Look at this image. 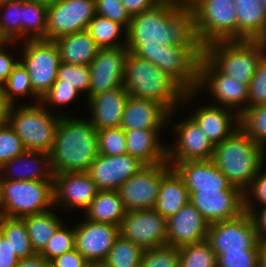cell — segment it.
<instances>
[{
	"label": "cell",
	"instance_id": "48",
	"mask_svg": "<svg viewBox=\"0 0 266 267\" xmlns=\"http://www.w3.org/2000/svg\"><path fill=\"white\" fill-rule=\"evenodd\" d=\"M260 249L226 252L217 257V267H258Z\"/></svg>",
	"mask_w": 266,
	"mask_h": 267
},
{
	"label": "cell",
	"instance_id": "44",
	"mask_svg": "<svg viewBox=\"0 0 266 267\" xmlns=\"http://www.w3.org/2000/svg\"><path fill=\"white\" fill-rule=\"evenodd\" d=\"M57 80L63 81V84L73 85L81 93L84 91L89 93V66L61 62L57 72Z\"/></svg>",
	"mask_w": 266,
	"mask_h": 267
},
{
	"label": "cell",
	"instance_id": "37",
	"mask_svg": "<svg viewBox=\"0 0 266 267\" xmlns=\"http://www.w3.org/2000/svg\"><path fill=\"white\" fill-rule=\"evenodd\" d=\"M0 41L14 43L21 37L22 0L0 1ZM14 41V42H13Z\"/></svg>",
	"mask_w": 266,
	"mask_h": 267
},
{
	"label": "cell",
	"instance_id": "6",
	"mask_svg": "<svg viewBox=\"0 0 266 267\" xmlns=\"http://www.w3.org/2000/svg\"><path fill=\"white\" fill-rule=\"evenodd\" d=\"M45 107L40 102L18 108L11 106L8 124L27 151L50 153L53 148L61 115L52 114Z\"/></svg>",
	"mask_w": 266,
	"mask_h": 267
},
{
	"label": "cell",
	"instance_id": "38",
	"mask_svg": "<svg viewBox=\"0 0 266 267\" xmlns=\"http://www.w3.org/2000/svg\"><path fill=\"white\" fill-rule=\"evenodd\" d=\"M179 253V267H217L216 253L207 239L182 246Z\"/></svg>",
	"mask_w": 266,
	"mask_h": 267
},
{
	"label": "cell",
	"instance_id": "40",
	"mask_svg": "<svg viewBox=\"0 0 266 267\" xmlns=\"http://www.w3.org/2000/svg\"><path fill=\"white\" fill-rule=\"evenodd\" d=\"M4 95L8 101L14 105L15 98L18 95H30L35 98L36 103L40 102V98L33 92V88L30 81V76L26 68L19 61L14 67L7 81L2 85Z\"/></svg>",
	"mask_w": 266,
	"mask_h": 267
},
{
	"label": "cell",
	"instance_id": "36",
	"mask_svg": "<svg viewBox=\"0 0 266 267\" xmlns=\"http://www.w3.org/2000/svg\"><path fill=\"white\" fill-rule=\"evenodd\" d=\"M144 250L120 235L114 242L103 267H139Z\"/></svg>",
	"mask_w": 266,
	"mask_h": 267
},
{
	"label": "cell",
	"instance_id": "10",
	"mask_svg": "<svg viewBox=\"0 0 266 267\" xmlns=\"http://www.w3.org/2000/svg\"><path fill=\"white\" fill-rule=\"evenodd\" d=\"M202 87L209 89L213 98L216 97V102L222 104H214L215 106L231 109L239 116L247 109L248 86L221 73L204 55L199 61L198 85L195 92L199 93Z\"/></svg>",
	"mask_w": 266,
	"mask_h": 267
},
{
	"label": "cell",
	"instance_id": "4",
	"mask_svg": "<svg viewBox=\"0 0 266 267\" xmlns=\"http://www.w3.org/2000/svg\"><path fill=\"white\" fill-rule=\"evenodd\" d=\"M266 150L241 128L214 146L212 160L229 183L243 193L262 170Z\"/></svg>",
	"mask_w": 266,
	"mask_h": 267
},
{
	"label": "cell",
	"instance_id": "19",
	"mask_svg": "<svg viewBox=\"0 0 266 267\" xmlns=\"http://www.w3.org/2000/svg\"><path fill=\"white\" fill-rule=\"evenodd\" d=\"M173 128L178 137L173 148L167 146V162L212 159L215 145L192 117Z\"/></svg>",
	"mask_w": 266,
	"mask_h": 267
},
{
	"label": "cell",
	"instance_id": "29",
	"mask_svg": "<svg viewBox=\"0 0 266 267\" xmlns=\"http://www.w3.org/2000/svg\"><path fill=\"white\" fill-rule=\"evenodd\" d=\"M190 201L189 191L182 176L172 167L161 180L154 209L165 219L175 215Z\"/></svg>",
	"mask_w": 266,
	"mask_h": 267
},
{
	"label": "cell",
	"instance_id": "21",
	"mask_svg": "<svg viewBox=\"0 0 266 267\" xmlns=\"http://www.w3.org/2000/svg\"><path fill=\"white\" fill-rule=\"evenodd\" d=\"M209 223L188 202L175 215L167 219V245L180 248L207 239Z\"/></svg>",
	"mask_w": 266,
	"mask_h": 267
},
{
	"label": "cell",
	"instance_id": "16",
	"mask_svg": "<svg viewBox=\"0 0 266 267\" xmlns=\"http://www.w3.org/2000/svg\"><path fill=\"white\" fill-rule=\"evenodd\" d=\"M190 203L209 223L231 220L245 212L244 193L230 186L222 191L189 192Z\"/></svg>",
	"mask_w": 266,
	"mask_h": 267
},
{
	"label": "cell",
	"instance_id": "62",
	"mask_svg": "<svg viewBox=\"0 0 266 267\" xmlns=\"http://www.w3.org/2000/svg\"><path fill=\"white\" fill-rule=\"evenodd\" d=\"M96 264L91 263V262H86L82 267H95Z\"/></svg>",
	"mask_w": 266,
	"mask_h": 267
},
{
	"label": "cell",
	"instance_id": "26",
	"mask_svg": "<svg viewBox=\"0 0 266 267\" xmlns=\"http://www.w3.org/2000/svg\"><path fill=\"white\" fill-rule=\"evenodd\" d=\"M190 116L214 145L221 143L240 128L238 113L221 106L206 104Z\"/></svg>",
	"mask_w": 266,
	"mask_h": 267
},
{
	"label": "cell",
	"instance_id": "58",
	"mask_svg": "<svg viewBox=\"0 0 266 267\" xmlns=\"http://www.w3.org/2000/svg\"><path fill=\"white\" fill-rule=\"evenodd\" d=\"M154 6H168L181 8L189 3V0H150Z\"/></svg>",
	"mask_w": 266,
	"mask_h": 267
},
{
	"label": "cell",
	"instance_id": "30",
	"mask_svg": "<svg viewBox=\"0 0 266 267\" xmlns=\"http://www.w3.org/2000/svg\"><path fill=\"white\" fill-rule=\"evenodd\" d=\"M53 41L61 62L67 64L89 66L100 49L87 30L63 35Z\"/></svg>",
	"mask_w": 266,
	"mask_h": 267
},
{
	"label": "cell",
	"instance_id": "13",
	"mask_svg": "<svg viewBox=\"0 0 266 267\" xmlns=\"http://www.w3.org/2000/svg\"><path fill=\"white\" fill-rule=\"evenodd\" d=\"M119 234L143 250L160 247L167 244V219L154 208L126 211Z\"/></svg>",
	"mask_w": 266,
	"mask_h": 267
},
{
	"label": "cell",
	"instance_id": "2",
	"mask_svg": "<svg viewBox=\"0 0 266 267\" xmlns=\"http://www.w3.org/2000/svg\"><path fill=\"white\" fill-rule=\"evenodd\" d=\"M97 132L89 119L61 115L49 153L53 173L87 172L99 154Z\"/></svg>",
	"mask_w": 266,
	"mask_h": 267
},
{
	"label": "cell",
	"instance_id": "32",
	"mask_svg": "<svg viewBox=\"0 0 266 267\" xmlns=\"http://www.w3.org/2000/svg\"><path fill=\"white\" fill-rule=\"evenodd\" d=\"M31 246L36 254H40L52 238L56 230L64 223L56 213L48 210L39 214L22 217Z\"/></svg>",
	"mask_w": 266,
	"mask_h": 267
},
{
	"label": "cell",
	"instance_id": "59",
	"mask_svg": "<svg viewBox=\"0 0 266 267\" xmlns=\"http://www.w3.org/2000/svg\"><path fill=\"white\" fill-rule=\"evenodd\" d=\"M258 267H266V242L261 243Z\"/></svg>",
	"mask_w": 266,
	"mask_h": 267
},
{
	"label": "cell",
	"instance_id": "61",
	"mask_svg": "<svg viewBox=\"0 0 266 267\" xmlns=\"http://www.w3.org/2000/svg\"><path fill=\"white\" fill-rule=\"evenodd\" d=\"M2 184H3V179L0 174V211H1V206H2Z\"/></svg>",
	"mask_w": 266,
	"mask_h": 267
},
{
	"label": "cell",
	"instance_id": "28",
	"mask_svg": "<svg viewBox=\"0 0 266 267\" xmlns=\"http://www.w3.org/2000/svg\"><path fill=\"white\" fill-rule=\"evenodd\" d=\"M237 40L266 41V10L260 0H236Z\"/></svg>",
	"mask_w": 266,
	"mask_h": 267
},
{
	"label": "cell",
	"instance_id": "22",
	"mask_svg": "<svg viewBox=\"0 0 266 267\" xmlns=\"http://www.w3.org/2000/svg\"><path fill=\"white\" fill-rule=\"evenodd\" d=\"M168 163L182 176L189 192L222 191L231 186L212 159Z\"/></svg>",
	"mask_w": 266,
	"mask_h": 267
},
{
	"label": "cell",
	"instance_id": "31",
	"mask_svg": "<svg viewBox=\"0 0 266 267\" xmlns=\"http://www.w3.org/2000/svg\"><path fill=\"white\" fill-rule=\"evenodd\" d=\"M92 222L106 223L119 227L126 210L117 191H98L84 212Z\"/></svg>",
	"mask_w": 266,
	"mask_h": 267
},
{
	"label": "cell",
	"instance_id": "46",
	"mask_svg": "<svg viewBox=\"0 0 266 267\" xmlns=\"http://www.w3.org/2000/svg\"><path fill=\"white\" fill-rule=\"evenodd\" d=\"M266 104V55L258 63L248 86L247 108Z\"/></svg>",
	"mask_w": 266,
	"mask_h": 267
},
{
	"label": "cell",
	"instance_id": "33",
	"mask_svg": "<svg viewBox=\"0 0 266 267\" xmlns=\"http://www.w3.org/2000/svg\"><path fill=\"white\" fill-rule=\"evenodd\" d=\"M48 6L36 0H22L21 36L46 40Z\"/></svg>",
	"mask_w": 266,
	"mask_h": 267
},
{
	"label": "cell",
	"instance_id": "42",
	"mask_svg": "<svg viewBox=\"0 0 266 267\" xmlns=\"http://www.w3.org/2000/svg\"><path fill=\"white\" fill-rule=\"evenodd\" d=\"M179 248L171 245L144 250L139 267H179Z\"/></svg>",
	"mask_w": 266,
	"mask_h": 267
},
{
	"label": "cell",
	"instance_id": "34",
	"mask_svg": "<svg viewBox=\"0 0 266 267\" xmlns=\"http://www.w3.org/2000/svg\"><path fill=\"white\" fill-rule=\"evenodd\" d=\"M123 29L125 30L123 31ZM87 31L100 49L118 48L127 44V40L121 43L117 39L120 38L118 36H120L121 31L124 32V39H127L126 28L116 21L97 14L89 22Z\"/></svg>",
	"mask_w": 266,
	"mask_h": 267
},
{
	"label": "cell",
	"instance_id": "63",
	"mask_svg": "<svg viewBox=\"0 0 266 267\" xmlns=\"http://www.w3.org/2000/svg\"><path fill=\"white\" fill-rule=\"evenodd\" d=\"M260 2L262 3V5L265 7L266 10V0H260Z\"/></svg>",
	"mask_w": 266,
	"mask_h": 267
},
{
	"label": "cell",
	"instance_id": "11",
	"mask_svg": "<svg viewBox=\"0 0 266 267\" xmlns=\"http://www.w3.org/2000/svg\"><path fill=\"white\" fill-rule=\"evenodd\" d=\"M207 240L218 257L226 252L260 249L261 242L249 213L209 224Z\"/></svg>",
	"mask_w": 266,
	"mask_h": 267
},
{
	"label": "cell",
	"instance_id": "41",
	"mask_svg": "<svg viewBox=\"0 0 266 267\" xmlns=\"http://www.w3.org/2000/svg\"><path fill=\"white\" fill-rule=\"evenodd\" d=\"M98 152L107 156H120L127 153L125 131L121 127L98 130Z\"/></svg>",
	"mask_w": 266,
	"mask_h": 267
},
{
	"label": "cell",
	"instance_id": "25",
	"mask_svg": "<svg viewBox=\"0 0 266 267\" xmlns=\"http://www.w3.org/2000/svg\"><path fill=\"white\" fill-rule=\"evenodd\" d=\"M128 97V92L122 86L108 90L87 101L88 107L92 110V118H89V121L97 131L121 126Z\"/></svg>",
	"mask_w": 266,
	"mask_h": 267
},
{
	"label": "cell",
	"instance_id": "35",
	"mask_svg": "<svg viewBox=\"0 0 266 267\" xmlns=\"http://www.w3.org/2000/svg\"><path fill=\"white\" fill-rule=\"evenodd\" d=\"M0 233L9 241L19 259L29 258L36 254L22 218L0 216Z\"/></svg>",
	"mask_w": 266,
	"mask_h": 267
},
{
	"label": "cell",
	"instance_id": "55",
	"mask_svg": "<svg viewBox=\"0 0 266 267\" xmlns=\"http://www.w3.org/2000/svg\"><path fill=\"white\" fill-rule=\"evenodd\" d=\"M130 16L151 9L154 5L150 0H121Z\"/></svg>",
	"mask_w": 266,
	"mask_h": 267
},
{
	"label": "cell",
	"instance_id": "17",
	"mask_svg": "<svg viewBox=\"0 0 266 267\" xmlns=\"http://www.w3.org/2000/svg\"><path fill=\"white\" fill-rule=\"evenodd\" d=\"M83 221L74 226L75 249L87 262L101 265L120 235L119 227L88 219Z\"/></svg>",
	"mask_w": 266,
	"mask_h": 267
},
{
	"label": "cell",
	"instance_id": "52",
	"mask_svg": "<svg viewBox=\"0 0 266 267\" xmlns=\"http://www.w3.org/2000/svg\"><path fill=\"white\" fill-rule=\"evenodd\" d=\"M86 262L85 258L73 249L50 261V267H82Z\"/></svg>",
	"mask_w": 266,
	"mask_h": 267
},
{
	"label": "cell",
	"instance_id": "49",
	"mask_svg": "<svg viewBox=\"0 0 266 267\" xmlns=\"http://www.w3.org/2000/svg\"><path fill=\"white\" fill-rule=\"evenodd\" d=\"M96 14L122 24L129 28L131 16L121 0H95Z\"/></svg>",
	"mask_w": 266,
	"mask_h": 267
},
{
	"label": "cell",
	"instance_id": "50",
	"mask_svg": "<svg viewBox=\"0 0 266 267\" xmlns=\"http://www.w3.org/2000/svg\"><path fill=\"white\" fill-rule=\"evenodd\" d=\"M254 200L261 203V206H266V172L262 173L261 170L252 180L249 188L244 192V209L256 210L252 202Z\"/></svg>",
	"mask_w": 266,
	"mask_h": 267
},
{
	"label": "cell",
	"instance_id": "3",
	"mask_svg": "<svg viewBox=\"0 0 266 267\" xmlns=\"http://www.w3.org/2000/svg\"><path fill=\"white\" fill-rule=\"evenodd\" d=\"M124 88L130 96L154 100L172 114L178 103L190 100L196 94L195 91L187 92L168 73L131 52L125 63Z\"/></svg>",
	"mask_w": 266,
	"mask_h": 267
},
{
	"label": "cell",
	"instance_id": "43",
	"mask_svg": "<svg viewBox=\"0 0 266 267\" xmlns=\"http://www.w3.org/2000/svg\"><path fill=\"white\" fill-rule=\"evenodd\" d=\"M73 249H75V228L67 229L62 224L48 241L40 255L50 262Z\"/></svg>",
	"mask_w": 266,
	"mask_h": 267
},
{
	"label": "cell",
	"instance_id": "7",
	"mask_svg": "<svg viewBox=\"0 0 266 267\" xmlns=\"http://www.w3.org/2000/svg\"><path fill=\"white\" fill-rule=\"evenodd\" d=\"M54 206V181L3 180L0 216L22 218Z\"/></svg>",
	"mask_w": 266,
	"mask_h": 267
},
{
	"label": "cell",
	"instance_id": "24",
	"mask_svg": "<svg viewBox=\"0 0 266 267\" xmlns=\"http://www.w3.org/2000/svg\"><path fill=\"white\" fill-rule=\"evenodd\" d=\"M0 171H4L1 173L3 180L54 181V173L51 168L50 154L47 152L26 150L9 162L4 163L0 167ZM5 171L7 172L8 176ZM2 174L6 175L7 178Z\"/></svg>",
	"mask_w": 266,
	"mask_h": 267
},
{
	"label": "cell",
	"instance_id": "9",
	"mask_svg": "<svg viewBox=\"0 0 266 267\" xmlns=\"http://www.w3.org/2000/svg\"><path fill=\"white\" fill-rule=\"evenodd\" d=\"M23 56L19 60L26 68L33 92L41 99L57 80L61 63L59 50L54 41L26 40Z\"/></svg>",
	"mask_w": 266,
	"mask_h": 267
},
{
	"label": "cell",
	"instance_id": "1",
	"mask_svg": "<svg viewBox=\"0 0 266 267\" xmlns=\"http://www.w3.org/2000/svg\"><path fill=\"white\" fill-rule=\"evenodd\" d=\"M126 40L129 52L168 73L187 92L196 90L204 46L189 3L181 8L153 6L131 16Z\"/></svg>",
	"mask_w": 266,
	"mask_h": 267
},
{
	"label": "cell",
	"instance_id": "54",
	"mask_svg": "<svg viewBox=\"0 0 266 267\" xmlns=\"http://www.w3.org/2000/svg\"><path fill=\"white\" fill-rule=\"evenodd\" d=\"M251 216L260 242H266V206L258 213L256 210H245Z\"/></svg>",
	"mask_w": 266,
	"mask_h": 267
},
{
	"label": "cell",
	"instance_id": "27",
	"mask_svg": "<svg viewBox=\"0 0 266 267\" xmlns=\"http://www.w3.org/2000/svg\"><path fill=\"white\" fill-rule=\"evenodd\" d=\"M124 131L127 154L136 157L145 165L167 162V147L162 145L158 138L160 137L158 136L160 130L134 129Z\"/></svg>",
	"mask_w": 266,
	"mask_h": 267
},
{
	"label": "cell",
	"instance_id": "12",
	"mask_svg": "<svg viewBox=\"0 0 266 267\" xmlns=\"http://www.w3.org/2000/svg\"><path fill=\"white\" fill-rule=\"evenodd\" d=\"M172 168L168 162L146 165L117 190L126 211L154 208L162 177Z\"/></svg>",
	"mask_w": 266,
	"mask_h": 267
},
{
	"label": "cell",
	"instance_id": "57",
	"mask_svg": "<svg viewBox=\"0 0 266 267\" xmlns=\"http://www.w3.org/2000/svg\"><path fill=\"white\" fill-rule=\"evenodd\" d=\"M12 104L4 95L2 86H0V126L8 124L9 112Z\"/></svg>",
	"mask_w": 266,
	"mask_h": 267
},
{
	"label": "cell",
	"instance_id": "60",
	"mask_svg": "<svg viewBox=\"0 0 266 267\" xmlns=\"http://www.w3.org/2000/svg\"><path fill=\"white\" fill-rule=\"evenodd\" d=\"M36 1L49 6V5L58 3L60 0H36Z\"/></svg>",
	"mask_w": 266,
	"mask_h": 267
},
{
	"label": "cell",
	"instance_id": "15",
	"mask_svg": "<svg viewBox=\"0 0 266 267\" xmlns=\"http://www.w3.org/2000/svg\"><path fill=\"white\" fill-rule=\"evenodd\" d=\"M127 46L99 49L89 65L90 86L88 101L99 94L124 86Z\"/></svg>",
	"mask_w": 266,
	"mask_h": 267
},
{
	"label": "cell",
	"instance_id": "5",
	"mask_svg": "<svg viewBox=\"0 0 266 267\" xmlns=\"http://www.w3.org/2000/svg\"><path fill=\"white\" fill-rule=\"evenodd\" d=\"M221 73L249 86L266 55V41L232 40L207 44L203 54Z\"/></svg>",
	"mask_w": 266,
	"mask_h": 267
},
{
	"label": "cell",
	"instance_id": "56",
	"mask_svg": "<svg viewBox=\"0 0 266 267\" xmlns=\"http://www.w3.org/2000/svg\"><path fill=\"white\" fill-rule=\"evenodd\" d=\"M16 267H50V262L40 254H35L32 257L20 259Z\"/></svg>",
	"mask_w": 266,
	"mask_h": 267
},
{
	"label": "cell",
	"instance_id": "53",
	"mask_svg": "<svg viewBox=\"0 0 266 267\" xmlns=\"http://www.w3.org/2000/svg\"><path fill=\"white\" fill-rule=\"evenodd\" d=\"M19 260L9 241L0 233V267H16Z\"/></svg>",
	"mask_w": 266,
	"mask_h": 267
},
{
	"label": "cell",
	"instance_id": "51",
	"mask_svg": "<svg viewBox=\"0 0 266 267\" xmlns=\"http://www.w3.org/2000/svg\"><path fill=\"white\" fill-rule=\"evenodd\" d=\"M7 43L10 44L11 42L0 41V86L7 81L14 67L19 62V60H16L12 55L8 54V52H5Z\"/></svg>",
	"mask_w": 266,
	"mask_h": 267
},
{
	"label": "cell",
	"instance_id": "39",
	"mask_svg": "<svg viewBox=\"0 0 266 267\" xmlns=\"http://www.w3.org/2000/svg\"><path fill=\"white\" fill-rule=\"evenodd\" d=\"M240 128L265 148L266 144V104L247 108L239 116Z\"/></svg>",
	"mask_w": 266,
	"mask_h": 267
},
{
	"label": "cell",
	"instance_id": "8",
	"mask_svg": "<svg viewBox=\"0 0 266 267\" xmlns=\"http://www.w3.org/2000/svg\"><path fill=\"white\" fill-rule=\"evenodd\" d=\"M236 0H189L201 44L237 40Z\"/></svg>",
	"mask_w": 266,
	"mask_h": 267
},
{
	"label": "cell",
	"instance_id": "20",
	"mask_svg": "<svg viewBox=\"0 0 266 267\" xmlns=\"http://www.w3.org/2000/svg\"><path fill=\"white\" fill-rule=\"evenodd\" d=\"M87 172L54 174V205L86 210L98 193Z\"/></svg>",
	"mask_w": 266,
	"mask_h": 267
},
{
	"label": "cell",
	"instance_id": "14",
	"mask_svg": "<svg viewBox=\"0 0 266 267\" xmlns=\"http://www.w3.org/2000/svg\"><path fill=\"white\" fill-rule=\"evenodd\" d=\"M95 15V0H60L49 5L46 40L87 30Z\"/></svg>",
	"mask_w": 266,
	"mask_h": 267
},
{
	"label": "cell",
	"instance_id": "18",
	"mask_svg": "<svg viewBox=\"0 0 266 267\" xmlns=\"http://www.w3.org/2000/svg\"><path fill=\"white\" fill-rule=\"evenodd\" d=\"M145 166L139 159L127 153L120 156L98 154L87 173L99 191H117L125 181Z\"/></svg>",
	"mask_w": 266,
	"mask_h": 267
},
{
	"label": "cell",
	"instance_id": "23",
	"mask_svg": "<svg viewBox=\"0 0 266 267\" xmlns=\"http://www.w3.org/2000/svg\"><path fill=\"white\" fill-rule=\"evenodd\" d=\"M172 115L162 104L154 100L140 99L129 95L123 113V130H160Z\"/></svg>",
	"mask_w": 266,
	"mask_h": 267
},
{
	"label": "cell",
	"instance_id": "47",
	"mask_svg": "<svg viewBox=\"0 0 266 267\" xmlns=\"http://www.w3.org/2000/svg\"><path fill=\"white\" fill-rule=\"evenodd\" d=\"M79 91L73 86L63 84V81L56 80L51 88L42 96L40 103L44 105H59L70 104L75 101L79 95Z\"/></svg>",
	"mask_w": 266,
	"mask_h": 267
},
{
	"label": "cell",
	"instance_id": "45",
	"mask_svg": "<svg viewBox=\"0 0 266 267\" xmlns=\"http://www.w3.org/2000/svg\"><path fill=\"white\" fill-rule=\"evenodd\" d=\"M25 151L21 139L9 124L0 126V167Z\"/></svg>",
	"mask_w": 266,
	"mask_h": 267
}]
</instances>
